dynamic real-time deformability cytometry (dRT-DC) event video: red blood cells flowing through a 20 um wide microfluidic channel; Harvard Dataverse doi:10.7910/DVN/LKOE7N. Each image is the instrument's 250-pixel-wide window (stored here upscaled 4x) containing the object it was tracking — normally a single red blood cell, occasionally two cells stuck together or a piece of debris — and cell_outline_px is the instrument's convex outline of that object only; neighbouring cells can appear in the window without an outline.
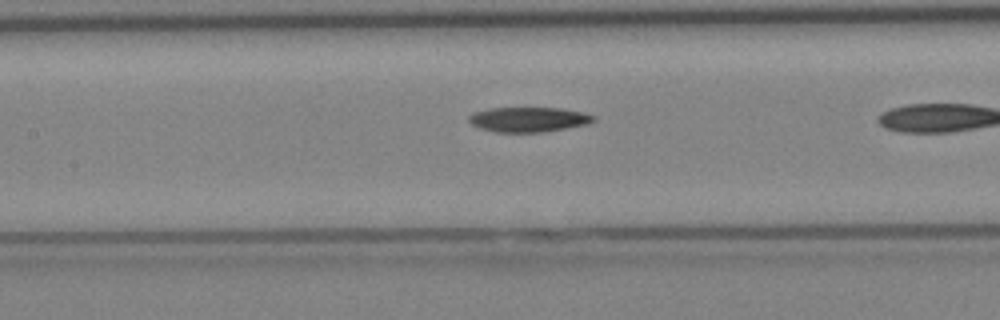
{"species": "Egyptian fruit bat (a non-hibernating species)", "species_latin": "Rousettus aegyptiacus", "temperature_condition": "cold", "stored_images_in_passage": 9, "camera_frame_rate_fps": 3000, "um_per_image_px": 0.085, "animal": {"sex": "female"}, "frame": {"image": 1, "passage_image": 7, "time_ms": 2.0, "image_size_px": [1000, 320], "cell_outline_px": [[596, 120], [588, 124], [544, 132], [496, 132], [480, 128], [472, 124], [468, 120], [468, 116], [472, 112], [488, 108], [560, 108], [584, 112], [596, 116]], "centroid_in_image_um": [44.93, 10.15], "position_along_channel_um": 162.5, "area_um2": 18.21}}